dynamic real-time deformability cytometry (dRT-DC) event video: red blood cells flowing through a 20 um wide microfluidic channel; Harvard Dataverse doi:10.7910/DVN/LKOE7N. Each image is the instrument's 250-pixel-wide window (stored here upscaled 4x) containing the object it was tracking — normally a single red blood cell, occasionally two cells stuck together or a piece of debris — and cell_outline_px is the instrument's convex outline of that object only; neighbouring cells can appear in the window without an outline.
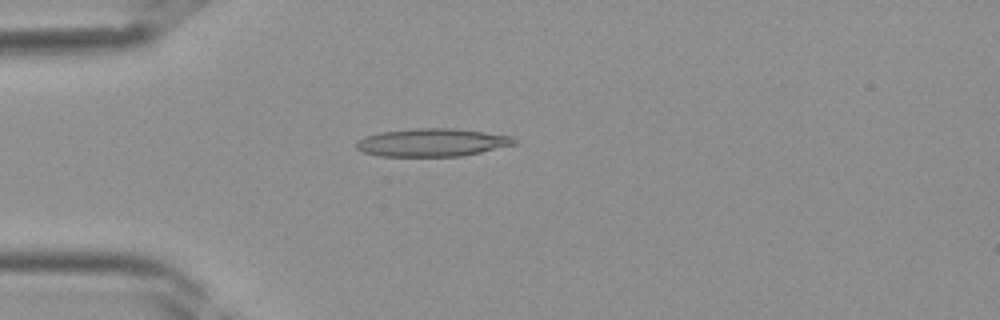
{"species": "Egyptian fruit bat (a non-hibernating species)", "species_latin": "Rousettus aegyptiacus", "temperature_condition": "room temperature", "stored_images_in_passage": 38, "camera_frame_rate_fps": 3000, "um_per_image_px": 0.085, "frame": {"image": 1, "passage_image": 10, "time_ms": 3.0, "image_size_px": [1000, 320], "cell_outline_px": [[516, 144], [464, 156], [380, 156], [364, 152], [356, 148], [356, 140], [364, 136], [380, 132], [416, 128], [456, 128], [512, 136], [516, 140]], "centroid_in_image_um": [36.72, 12.11], "position_along_channel_um": 48.3, "area_um2": 25.84}}
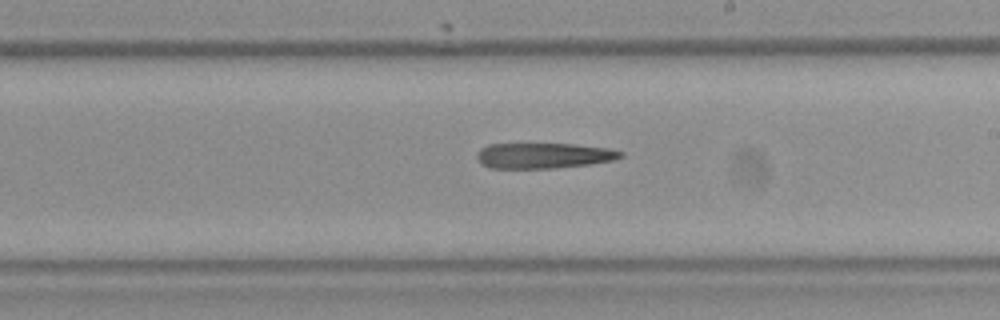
{"frame": {"image": 2, "passage_image": 22, "time_ms": 7.0, "image_size_px": [1000, 320], "cell_outline_px": [[624, 156], [612, 160], [592, 164], [556, 168], [488, 168], [480, 164], [476, 156], [476, 152], [480, 148], [488, 144], [576, 144], [608, 148], [624, 152]], "centroid_in_image_um": [46.18, 13.23], "position_along_channel_um": 242.8, "area_um2": 21.62}}
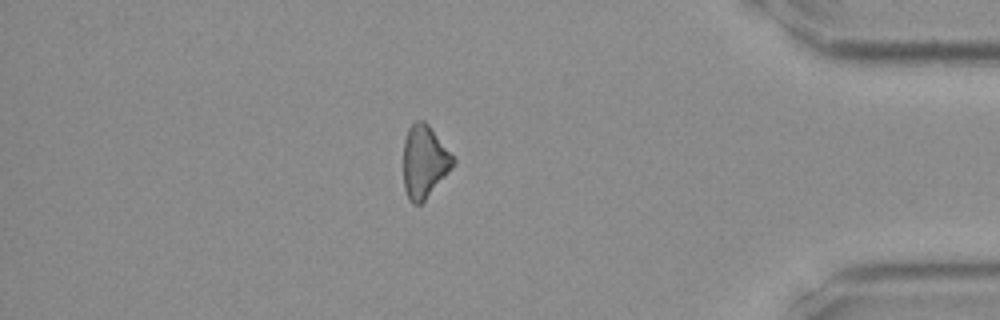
{"frame": {"image": 3, "passage_image": 33, "time_ms": 10.667, "image_size_px": [1000, 320], "cell_outline_px": [[456, 160], [452, 168], [424, 200], [420, 204], [412, 204], [408, 200], [404, 188], [404, 140], [408, 128], [416, 120], [424, 120], [428, 124]], "centroid_in_image_um": [36.05, 13.73], "position_along_channel_um": 399.2, "area_um2": 20.81}}